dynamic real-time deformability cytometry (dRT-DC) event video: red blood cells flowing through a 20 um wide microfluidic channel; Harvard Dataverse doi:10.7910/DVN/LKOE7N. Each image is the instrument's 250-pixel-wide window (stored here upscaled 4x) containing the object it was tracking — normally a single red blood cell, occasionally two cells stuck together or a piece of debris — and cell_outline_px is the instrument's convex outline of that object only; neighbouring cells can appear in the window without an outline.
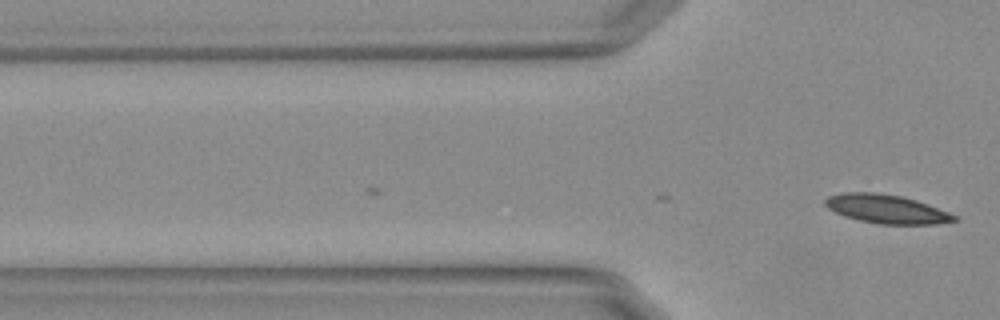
{"species": "Egyptian fruit bat (a non-hibernating species)", "species_latin": "Rousettus aegyptiacus", "temperature_condition": "warm", "stored_images_in_passage": 2, "camera_frame_rate_fps": 3000, "um_per_image_px": 0.085, "animal": {"sex": "female"}, "frame": {"image": 1, "passage_image": 2, "time_ms": 0.333, "image_size_px": [1000, 320], "cell_outline_px": [[956, 220], [936, 224], [880, 224], [860, 220], [844, 216], [828, 208], [824, 204], [824, 200], [828, 196], [844, 192], [876, 192], [900, 196], [916, 200], [928, 204], [948, 212], [956, 216]], "centroid_in_image_um": [75.32, 17.76], "position_along_channel_um": 50.5, "area_um2": 21.44}}